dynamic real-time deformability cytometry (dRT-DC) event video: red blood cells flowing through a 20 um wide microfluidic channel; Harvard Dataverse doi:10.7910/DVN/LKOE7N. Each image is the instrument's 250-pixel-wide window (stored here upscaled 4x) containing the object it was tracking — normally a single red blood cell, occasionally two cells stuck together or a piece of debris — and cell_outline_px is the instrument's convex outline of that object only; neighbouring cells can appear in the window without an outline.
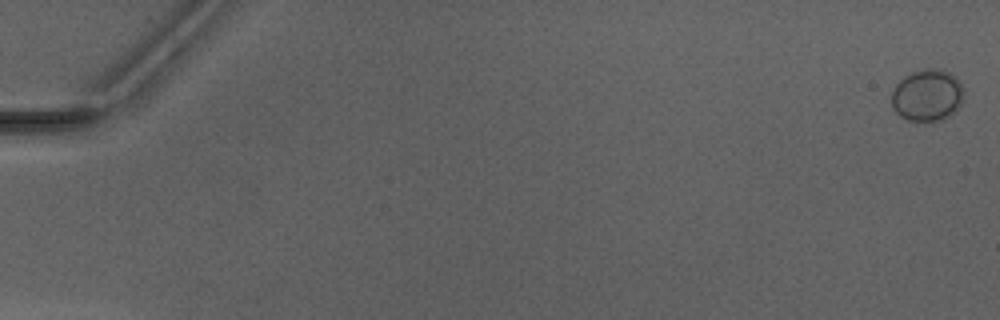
{"species": "Egyptian fruit bat (a non-hibernating species)", "species_latin": "Rousettus aegyptiacus", "temperature_condition": "warm", "stored_images_in_passage": 53, "camera_frame_rate_fps": 3000, "um_per_image_px": 0.085, "animal": {"sex": "male"}, "frame": {"image": 1, "passage_image": 2, "time_ms": 0.333, "image_size_px": [1000, 320], "cell_outline_px": [[964, 96], [960, 104], [948, 116], [936, 120], [908, 120], [900, 116], [892, 108], [892, 92], [896, 84], [904, 76], [912, 72], [924, 68], [944, 68], [956, 76], [964, 88]], "centroid_in_image_um": [78.83, 8.05], "position_along_channel_um": 6.2, "area_um2": 21.91}}
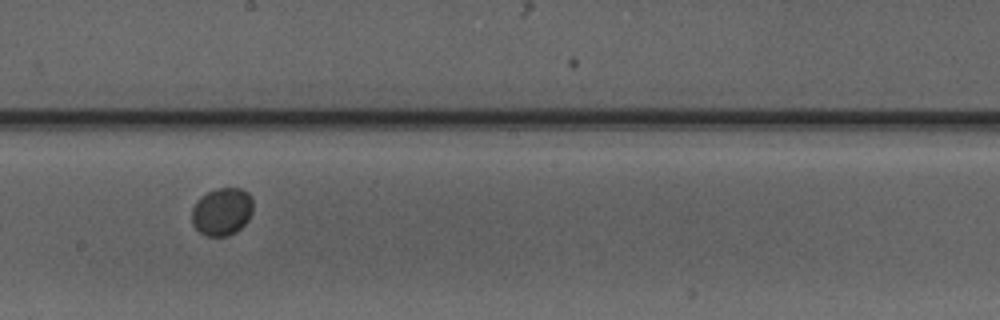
{"frame": {"image": 2, "passage_image": 32, "time_ms": 10.333, "image_size_px": [1000, 320], "cell_outline_px": [[252, 212], [248, 220], [236, 232], [228, 236], [208, 236], [200, 232], [192, 224], [192, 208], [208, 192], [216, 188], [240, 188], [248, 192], [252, 196]], "centroid_in_image_um": [18.9, 17.99], "position_along_channel_um": 229.3, "area_um2": 16.88}}
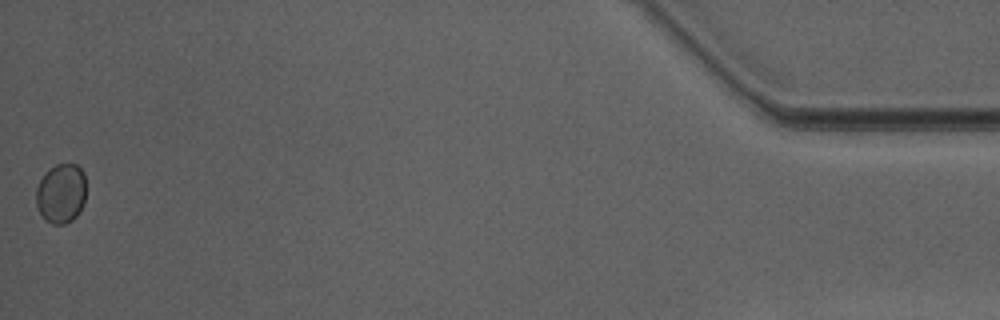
{"frame": {"image": 3, "passage_image": 53, "time_ms": 17.333, "image_size_px": [1000, 320], "cell_outline_px": [[84, 204], [80, 212], [72, 220], [64, 224], [52, 224], [44, 220], [36, 204], [36, 188], [44, 172], [48, 168], [56, 164], [76, 164], [84, 172]], "centroid_in_image_um": [5.17, 16.44], "position_along_channel_um": 430.0, "area_um2": 17.51}}